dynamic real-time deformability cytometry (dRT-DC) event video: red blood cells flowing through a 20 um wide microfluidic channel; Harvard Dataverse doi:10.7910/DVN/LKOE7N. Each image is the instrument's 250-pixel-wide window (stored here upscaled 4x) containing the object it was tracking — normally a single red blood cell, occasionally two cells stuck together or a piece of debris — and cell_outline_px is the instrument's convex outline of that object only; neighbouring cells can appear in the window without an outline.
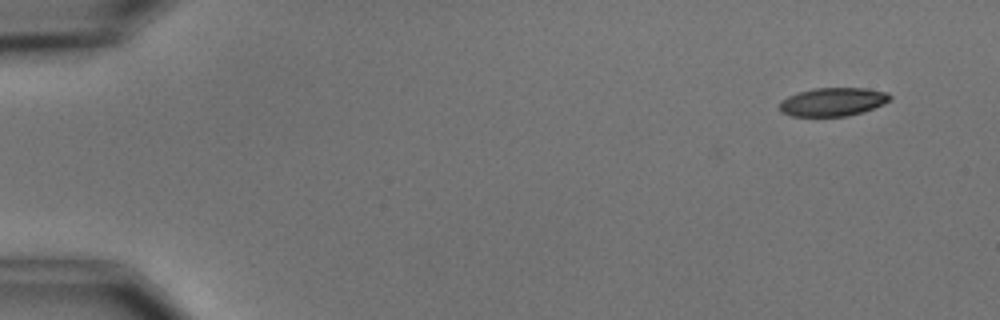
{"species": "common noctule bat (a hibernating species)", "species_latin": "Nyctalus noctula", "temperature_condition": "cold", "stored_images_in_passage": 6, "camera_frame_rate_fps": 3000, "um_per_image_px": 0.085, "animal": {"sex": "male", "body_mass_g": 15.6}, "frame": {"image": 1, "passage_image": 1, "time_ms": 0.0, "image_size_px": [1000, 320], "cell_outline_px": [[892, 100], [884, 104], [864, 112], [848, 116], [792, 116], [780, 112], [780, 100], [796, 92], [816, 88], [864, 88], [888, 92], [892, 96]], "centroid_in_image_um": [70.81, 8.66], "position_along_channel_um": 14.2, "area_um2": 18.55}}
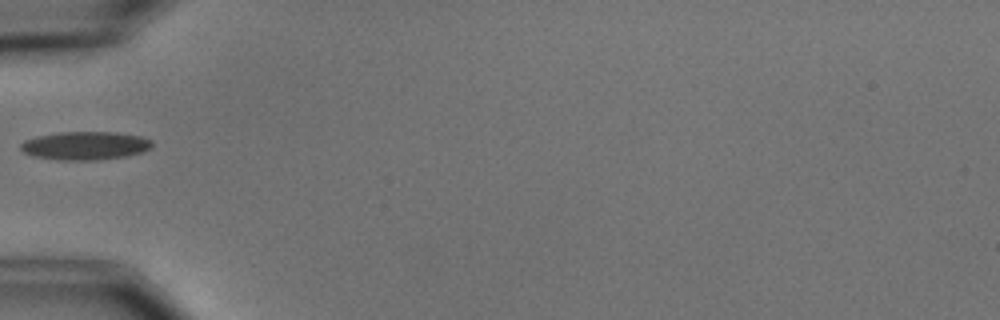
{"frame": {"image": 2, "passage_image": 5, "time_ms": 5.0, "image_size_px": [1000, 320], "cell_outline_px": [[152, 148], [144, 152], [124, 156], [96, 160], [60, 160], [36, 156], [24, 152], [20, 148], [20, 144], [24, 140], [36, 136], [60, 132], [116, 132], [140, 136], [152, 140]], "centroid_in_image_um": [7.26, 12.37], "position_along_channel_um": 77.7, "area_um2": 21.68}}